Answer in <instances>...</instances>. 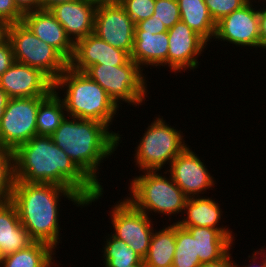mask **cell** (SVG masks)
<instances>
[{"mask_svg":"<svg viewBox=\"0 0 266 267\" xmlns=\"http://www.w3.org/2000/svg\"><path fill=\"white\" fill-rule=\"evenodd\" d=\"M13 153L15 181L58 184L73 190L87 205L103 196V189L74 164L51 136L36 135Z\"/></svg>","mask_w":266,"mask_h":267,"instance_id":"cell-1","label":"cell"},{"mask_svg":"<svg viewBox=\"0 0 266 267\" xmlns=\"http://www.w3.org/2000/svg\"><path fill=\"white\" fill-rule=\"evenodd\" d=\"M77 207L88 205L71 189L58 184L14 182L12 202L22 226L34 242H43L56 250L60 243L59 211L61 198Z\"/></svg>","mask_w":266,"mask_h":267,"instance_id":"cell-2","label":"cell"},{"mask_svg":"<svg viewBox=\"0 0 266 267\" xmlns=\"http://www.w3.org/2000/svg\"><path fill=\"white\" fill-rule=\"evenodd\" d=\"M110 128L95 120L66 116L51 135L53 142L100 189L104 187L97 171L101 163L115 153L123 138L118 132L109 131Z\"/></svg>","mask_w":266,"mask_h":267,"instance_id":"cell-3","label":"cell"},{"mask_svg":"<svg viewBox=\"0 0 266 267\" xmlns=\"http://www.w3.org/2000/svg\"><path fill=\"white\" fill-rule=\"evenodd\" d=\"M54 90L65 91L62 100L67 116L95 120L109 127L119 110V106L97 82L85 72L76 71L70 66L54 82Z\"/></svg>","mask_w":266,"mask_h":267,"instance_id":"cell-4","label":"cell"},{"mask_svg":"<svg viewBox=\"0 0 266 267\" xmlns=\"http://www.w3.org/2000/svg\"><path fill=\"white\" fill-rule=\"evenodd\" d=\"M130 197H125L137 210L173 216L184 212L188 197L176 185L171 176L159 171H143L130 181Z\"/></svg>","mask_w":266,"mask_h":267,"instance_id":"cell-5","label":"cell"},{"mask_svg":"<svg viewBox=\"0 0 266 267\" xmlns=\"http://www.w3.org/2000/svg\"><path fill=\"white\" fill-rule=\"evenodd\" d=\"M165 121L163 116L155 117L135 147L134 162L139 171L162 172L188 146L181 130Z\"/></svg>","mask_w":266,"mask_h":267,"instance_id":"cell-6","label":"cell"},{"mask_svg":"<svg viewBox=\"0 0 266 267\" xmlns=\"http://www.w3.org/2000/svg\"><path fill=\"white\" fill-rule=\"evenodd\" d=\"M84 72L97 82L119 107H122V102L139 106L144 103L145 97H148L146 75L132 59L121 66L91 65Z\"/></svg>","mask_w":266,"mask_h":267,"instance_id":"cell-7","label":"cell"},{"mask_svg":"<svg viewBox=\"0 0 266 267\" xmlns=\"http://www.w3.org/2000/svg\"><path fill=\"white\" fill-rule=\"evenodd\" d=\"M8 39L16 62L39 69L53 83L69 66L54 47L40 40L23 22L9 24Z\"/></svg>","mask_w":266,"mask_h":267,"instance_id":"cell-8","label":"cell"},{"mask_svg":"<svg viewBox=\"0 0 266 267\" xmlns=\"http://www.w3.org/2000/svg\"><path fill=\"white\" fill-rule=\"evenodd\" d=\"M45 96L10 98L0 120V146L15 150L36 133L39 102Z\"/></svg>","mask_w":266,"mask_h":267,"instance_id":"cell-9","label":"cell"},{"mask_svg":"<svg viewBox=\"0 0 266 267\" xmlns=\"http://www.w3.org/2000/svg\"><path fill=\"white\" fill-rule=\"evenodd\" d=\"M113 235L126 242L142 259L148 253L153 235V221L137 210L127 199L120 200L110 211Z\"/></svg>","mask_w":266,"mask_h":267,"instance_id":"cell-10","label":"cell"},{"mask_svg":"<svg viewBox=\"0 0 266 267\" xmlns=\"http://www.w3.org/2000/svg\"><path fill=\"white\" fill-rule=\"evenodd\" d=\"M253 4L247 2L241 8L221 18L216 23L213 40L226 41L238 47L260 48L259 8Z\"/></svg>","mask_w":266,"mask_h":267,"instance_id":"cell-11","label":"cell"},{"mask_svg":"<svg viewBox=\"0 0 266 267\" xmlns=\"http://www.w3.org/2000/svg\"><path fill=\"white\" fill-rule=\"evenodd\" d=\"M164 174L170 175L176 185L190 197H198L207 192V189L214 188L216 183L213 175L204 165V161L194 153L189 145L176 156Z\"/></svg>","mask_w":266,"mask_h":267,"instance_id":"cell-12","label":"cell"},{"mask_svg":"<svg viewBox=\"0 0 266 267\" xmlns=\"http://www.w3.org/2000/svg\"><path fill=\"white\" fill-rule=\"evenodd\" d=\"M167 67L176 73L198 67V57L208 47L201 36L181 20L168 29ZM199 55V56H198Z\"/></svg>","mask_w":266,"mask_h":267,"instance_id":"cell-13","label":"cell"},{"mask_svg":"<svg viewBox=\"0 0 266 267\" xmlns=\"http://www.w3.org/2000/svg\"><path fill=\"white\" fill-rule=\"evenodd\" d=\"M93 33L129 54L133 50L135 24L122 6L97 7Z\"/></svg>","mask_w":266,"mask_h":267,"instance_id":"cell-14","label":"cell"},{"mask_svg":"<svg viewBox=\"0 0 266 267\" xmlns=\"http://www.w3.org/2000/svg\"><path fill=\"white\" fill-rule=\"evenodd\" d=\"M0 87L10 98L47 96L54 83L39 69L14 62L1 76Z\"/></svg>","mask_w":266,"mask_h":267,"instance_id":"cell-15","label":"cell"},{"mask_svg":"<svg viewBox=\"0 0 266 267\" xmlns=\"http://www.w3.org/2000/svg\"><path fill=\"white\" fill-rule=\"evenodd\" d=\"M130 59L127 51L113 47L92 33L74 44V55L69 66L76 71L84 72L91 65L121 66Z\"/></svg>","mask_w":266,"mask_h":267,"instance_id":"cell-16","label":"cell"},{"mask_svg":"<svg viewBox=\"0 0 266 267\" xmlns=\"http://www.w3.org/2000/svg\"><path fill=\"white\" fill-rule=\"evenodd\" d=\"M96 8L91 0H73L56 4L49 10L75 44L93 33Z\"/></svg>","mask_w":266,"mask_h":267,"instance_id":"cell-17","label":"cell"},{"mask_svg":"<svg viewBox=\"0 0 266 267\" xmlns=\"http://www.w3.org/2000/svg\"><path fill=\"white\" fill-rule=\"evenodd\" d=\"M22 22L42 41L54 47L68 62L74 55V43L50 10L24 13Z\"/></svg>","mask_w":266,"mask_h":267,"instance_id":"cell-18","label":"cell"},{"mask_svg":"<svg viewBox=\"0 0 266 267\" xmlns=\"http://www.w3.org/2000/svg\"><path fill=\"white\" fill-rule=\"evenodd\" d=\"M220 204L206 196L190 197L187 199L183 214L185 216L182 220H177L179 226L187 227H209L218 229L222 234H233V232L224 226H219L223 211ZM222 212V213H221Z\"/></svg>","mask_w":266,"mask_h":267,"instance_id":"cell-19","label":"cell"},{"mask_svg":"<svg viewBox=\"0 0 266 267\" xmlns=\"http://www.w3.org/2000/svg\"><path fill=\"white\" fill-rule=\"evenodd\" d=\"M34 241L22 226L12 201L0 204V256L27 248Z\"/></svg>","mask_w":266,"mask_h":267,"instance_id":"cell-20","label":"cell"},{"mask_svg":"<svg viewBox=\"0 0 266 267\" xmlns=\"http://www.w3.org/2000/svg\"><path fill=\"white\" fill-rule=\"evenodd\" d=\"M168 32L146 33L135 31L133 50L130 58L142 69L148 66H167ZM161 65V66H160Z\"/></svg>","mask_w":266,"mask_h":267,"instance_id":"cell-21","label":"cell"},{"mask_svg":"<svg viewBox=\"0 0 266 267\" xmlns=\"http://www.w3.org/2000/svg\"><path fill=\"white\" fill-rule=\"evenodd\" d=\"M196 239L197 254L201 264L212 263L226 257L234 245L235 235L222 234L218 229L209 227H187Z\"/></svg>","mask_w":266,"mask_h":267,"instance_id":"cell-22","label":"cell"},{"mask_svg":"<svg viewBox=\"0 0 266 267\" xmlns=\"http://www.w3.org/2000/svg\"><path fill=\"white\" fill-rule=\"evenodd\" d=\"M170 224L155 232L151 238L146 257L143 259L146 267H172L176 247V223ZM172 223V224H171Z\"/></svg>","mask_w":266,"mask_h":267,"instance_id":"cell-23","label":"cell"},{"mask_svg":"<svg viewBox=\"0 0 266 267\" xmlns=\"http://www.w3.org/2000/svg\"><path fill=\"white\" fill-rule=\"evenodd\" d=\"M177 2L181 21L207 43L211 42L215 35L216 23L211 18L204 0H177Z\"/></svg>","mask_w":266,"mask_h":267,"instance_id":"cell-24","label":"cell"},{"mask_svg":"<svg viewBox=\"0 0 266 267\" xmlns=\"http://www.w3.org/2000/svg\"><path fill=\"white\" fill-rule=\"evenodd\" d=\"M59 93L53 89L39 102L36 116L38 136H51L67 116L62 96Z\"/></svg>","mask_w":266,"mask_h":267,"instance_id":"cell-25","label":"cell"},{"mask_svg":"<svg viewBox=\"0 0 266 267\" xmlns=\"http://www.w3.org/2000/svg\"><path fill=\"white\" fill-rule=\"evenodd\" d=\"M55 252L46 243L33 242L25 249L2 257L0 267H56L59 265H54Z\"/></svg>","mask_w":266,"mask_h":267,"instance_id":"cell-26","label":"cell"},{"mask_svg":"<svg viewBox=\"0 0 266 267\" xmlns=\"http://www.w3.org/2000/svg\"><path fill=\"white\" fill-rule=\"evenodd\" d=\"M104 245L102 260H105L103 261L105 267H127L144 262L126 242L116 238L112 233L108 234Z\"/></svg>","mask_w":266,"mask_h":267,"instance_id":"cell-27","label":"cell"},{"mask_svg":"<svg viewBox=\"0 0 266 267\" xmlns=\"http://www.w3.org/2000/svg\"><path fill=\"white\" fill-rule=\"evenodd\" d=\"M196 239L176 223V247L172 267H199Z\"/></svg>","mask_w":266,"mask_h":267,"instance_id":"cell-28","label":"cell"},{"mask_svg":"<svg viewBox=\"0 0 266 267\" xmlns=\"http://www.w3.org/2000/svg\"><path fill=\"white\" fill-rule=\"evenodd\" d=\"M14 182L13 150L0 146V204L12 200Z\"/></svg>","mask_w":266,"mask_h":267,"instance_id":"cell-29","label":"cell"},{"mask_svg":"<svg viewBox=\"0 0 266 267\" xmlns=\"http://www.w3.org/2000/svg\"><path fill=\"white\" fill-rule=\"evenodd\" d=\"M153 16L162 21L168 29L171 28L181 20L177 0H155Z\"/></svg>","mask_w":266,"mask_h":267,"instance_id":"cell-30","label":"cell"},{"mask_svg":"<svg viewBox=\"0 0 266 267\" xmlns=\"http://www.w3.org/2000/svg\"><path fill=\"white\" fill-rule=\"evenodd\" d=\"M121 6L136 24L154 14L155 0H124Z\"/></svg>","mask_w":266,"mask_h":267,"instance_id":"cell-31","label":"cell"},{"mask_svg":"<svg viewBox=\"0 0 266 267\" xmlns=\"http://www.w3.org/2000/svg\"><path fill=\"white\" fill-rule=\"evenodd\" d=\"M211 18L217 23L221 18L241 8L247 0H204Z\"/></svg>","mask_w":266,"mask_h":267,"instance_id":"cell-32","label":"cell"},{"mask_svg":"<svg viewBox=\"0 0 266 267\" xmlns=\"http://www.w3.org/2000/svg\"><path fill=\"white\" fill-rule=\"evenodd\" d=\"M24 13L16 6L14 0H0V19L8 24L22 22Z\"/></svg>","mask_w":266,"mask_h":267,"instance_id":"cell-33","label":"cell"},{"mask_svg":"<svg viewBox=\"0 0 266 267\" xmlns=\"http://www.w3.org/2000/svg\"><path fill=\"white\" fill-rule=\"evenodd\" d=\"M135 31H146V33H163L167 32L168 28L164 25V23L157 19L155 16H151L148 19L142 20L135 24Z\"/></svg>","mask_w":266,"mask_h":267,"instance_id":"cell-34","label":"cell"},{"mask_svg":"<svg viewBox=\"0 0 266 267\" xmlns=\"http://www.w3.org/2000/svg\"><path fill=\"white\" fill-rule=\"evenodd\" d=\"M15 62L13 49L7 38L0 44V76Z\"/></svg>","mask_w":266,"mask_h":267,"instance_id":"cell-35","label":"cell"},{"mask_svg":"<svg viewBox=\"0 0 266 267\" xmlns=\"http://www.w3.org/2000/svg\"><path fill=\"white\" fill-rule=\"evenodd\" d=\"M266 6L259 8L260 48L266 49ZM261 9V10H260Z\"/></svg>","mask_w":266,"mask_h":267,"instance_id":"cell-36","label":"cell"},{"mask_svg":"<svg viewBox=\"0 0 266 267\" xmlns=\"http://www.w3.org/2000/svg\"><path fill=\"white\" fill-rule=\"evenodd\" d=\"M16 6L23 12L40 9V0H14Z\"/></svg>","mask_w":266,"mask_h":267,"instance_id":"cell-37","label":"cell"},{"mask_svg":"<svg viewBox=\"0 0 266 267\" xmlns=\"http://www.w3.org/2000/svg\"><path fill=\"white\" fill-rule=\"evenodd\" d=\"M253 253H252V256L248 255V257L251 258L250 265L248 264L246 266L245 265L238 266V264L234 263V261H233V267H266V254H265L266 253V250H264V247L263 248L261 247V249H259V251L258 250L253 251ZM257 255H261L260 257L263 256L262 257L263 261H261L262 263H259V265H257L255 263V261L259 258V257H256ZM255 264H256V266H255Z\"/></svg>","mask_w":266,"mask_h":267,"instance_id":"cell-38","label":"cell"},{"mask_svg":"<svg viewBox=\"0 0 266 267\" xmlns=\"http://www.w3.org/2000/svg\"><path fill=\"white\" fill-rule=\"evenodd\" d=\"M232 254H228L226 257L223 259L212 262V263H204L201 264L199 267H233V259L231 258Z\"/></svg>","mask_w":266,"mask_h":267,"instance_id":"cell-39","label":"cell"},{"mask_svg":"<svg viewBox=\"0 0 266 267\" xmlns=\"http://www.w3.org/2000/svg\"><path fill=\"white\" fill-rule=\"evenodd\" d=\"M96 7L121 6L124 0H91Z\"/></svg>","mask_w":266,"mask_h":267,"instance_id":"cell-40","label":"cell"},{"mask_svg":"<svg viewBox=\"0 0 266 267\" xmlns=\"http://www.w3.org/2000/svg\"><path fill=\"white\" fill-rule=\"evenodd\" d=\"M10 97L6 94V92L0 87V120L2 119L5 108L7 107V103Z\"/></svg>","mask_w":266,"mask_h":267,"instance_id":"cell-41","label":"cell"},{"mask_svg":"<svg viewBox=\"0 0 266 267\" xmlns=\"http://www.w3.org/2000/svg\"><path fill=\"white\" fill-rule=\"evenodd\" d=\"M73 0H40V9L49 10L51 7L59 3L70 2Z\"/></svg>","mask_w":266,"mask_h":267,"instance_id":"cell-42","label":"cell"},{"mask_svg":"<svg viewBox=\"0 0 266 267\" xmlns=\"http://www.w3.org/2000/svg\"><path fill=\"white\" fill-rule=\"evenodd\" d=\"M9 24L0 19V44L8 38Z\"/></svg>","mask_w":266,"mask_h":267,"instance_id":"cell-43","label":"cell"},{"mask_svg":"<svg viewBox=\"0 0 266 267\" xmlns=\"http://www.w3.org/2000/svg\"><path fill=\"white\" fill-rule=\"evenodd\" d=\"M127 267H146V265L143 262L142 264H135V265L127 266Z\"/></svg>","mask_w":266,"mask_h":267,"instance_id":"cell-44","label":"cell"},{"mask_svg":"<svg viewBox=\"0 0 266 267\" xmlns=\"http://www.w3.org/2000/svg\"><path fill=\"white\" fill-rule=\"evenodd\" d=\"M254 1H255V0H247V2H251V3L254 2ZM263 1H264V3H263V5H264L266 0H262V2H263ZM257 2H260V0H258Z\"/></svg>","mask_w":266,"mask_h":267,"instance_id":"cell-45","label":"cell"}]
</instances>
